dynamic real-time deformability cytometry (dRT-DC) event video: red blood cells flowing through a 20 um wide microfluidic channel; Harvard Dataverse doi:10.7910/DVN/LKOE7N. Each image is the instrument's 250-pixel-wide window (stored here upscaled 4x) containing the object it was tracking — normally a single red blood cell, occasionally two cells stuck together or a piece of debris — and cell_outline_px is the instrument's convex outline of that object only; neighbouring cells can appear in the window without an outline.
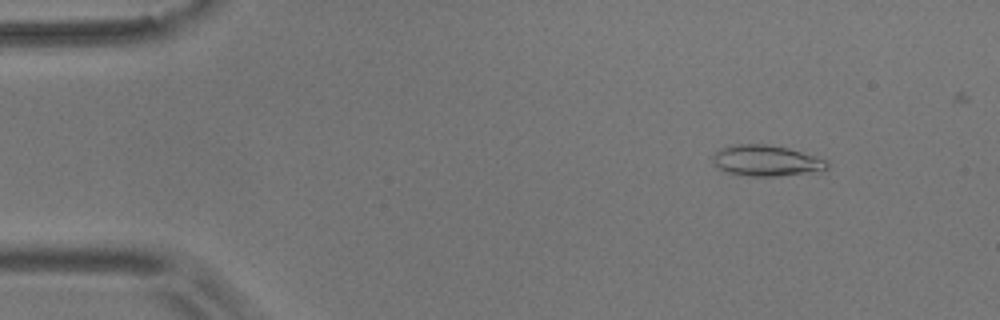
{"species": "common noctule bat (a hibernating species)", "species_latin": "Nyctalus noctula", "temperature_condition": "room temperature", "stored_images_in_passage": 54, "camera_frame_rate_fps": 3000, "um_per_image_px": 0.085, "animal": {"sex": "male", "body_mass_g": 17.9}, "frame": {"image": 1, "passage_image": 6, "time_ms": 1.667, "image_size_px": [1000, 320], "cell_outline_px": [[828, 168], [776, 176], [748, 176], [728, 172], [720, 168], [712, 160], [712, 156], [720, 148], [732, 144], [764, 144], [788, 148], [828, 160]], "centroid_in_image_um": [65.08, 13.63], "position_along_channel_um": 19.9, "area_um2": 20.11}}
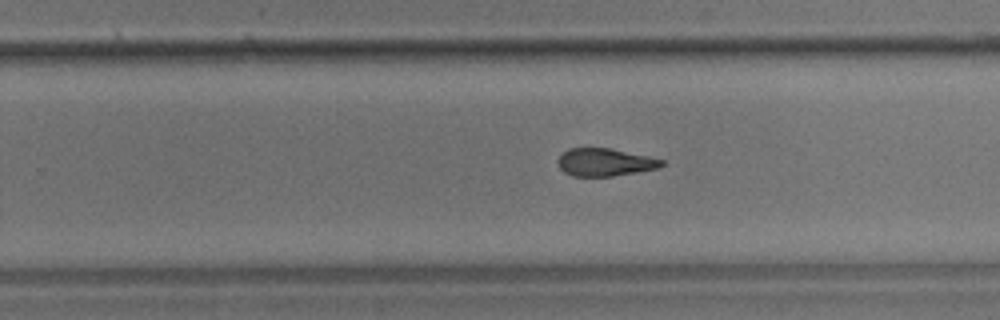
{"frame": {"image": 2, "passage_image": 34, "time_ms": 11.0, "image_size_px": [1000, 320], "cell_outline_px": [[664, 164], [660, 168], [612, 176], [572, 176], [564, 172], [560, 168], [556, 160], [568, 148], [608, 148], [648, 156], [664, 160]], "centroid_in_image_um": [51.41, 13.79], "position_along_channel_um": 278.4, "area_um2": 16.7}}
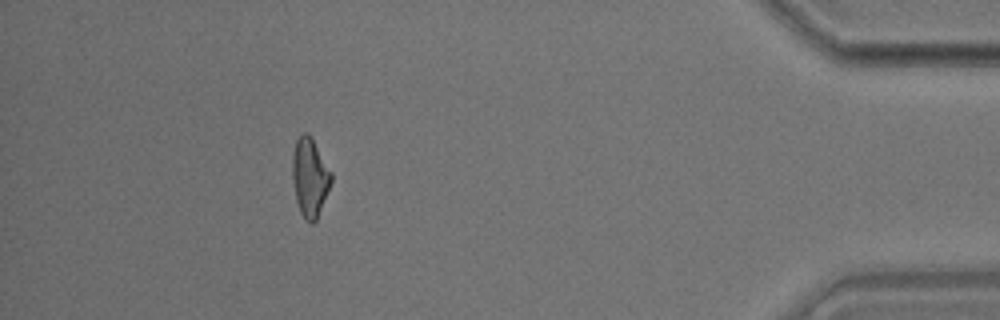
{"frame": {"image": 3, "passage_image": 49, "time_ms": 16.0, "image_size_px": [1000, 320], "cell_outline_px": [[332, 180], [316, 220], [312, 224], [304, 220], [300, 212], [296, 200], [292, 180], [292, 152], [296, 140], [300, 132], [308, 132], [312, 136], [332, 172]], "centroid_in_image_um": [26.32, 15.02], "position_along_channel_um": 408.9, "area_um2": 18.15}, "authors_computed_cell_mechanics": {"area_um2": 18.1492, "velocity_mm_per_s": 3.6694, "shape_relaxation_time_tau1_ms": 7.4391, "shape_relaxation_time_tau2_ms": 2.3899, "deformation_change_tau1": 0.1935, "deformation_change_tau2": 0.0953}}